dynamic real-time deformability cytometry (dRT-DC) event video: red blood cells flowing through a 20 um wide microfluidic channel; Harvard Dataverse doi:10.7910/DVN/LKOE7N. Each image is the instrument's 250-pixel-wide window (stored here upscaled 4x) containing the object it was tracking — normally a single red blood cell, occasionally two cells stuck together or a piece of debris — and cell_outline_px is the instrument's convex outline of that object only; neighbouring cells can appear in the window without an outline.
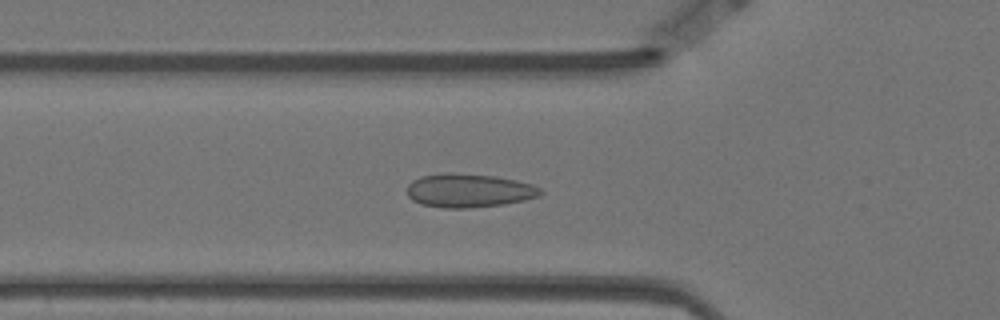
{"species": "Egyptian fruit bat (a non-hibernating species)", "species_latin": "Rousettus aegyptiacus", "temperature_condition": "warm", "stored_images_in_passage": 56, "camera_frame_rate_fps": 3000, "um_per_image_px": 0.085, "animal": {"sex": "female"}, "frame": {"image": 1, "passage_image": 17, "time_ms": 5.333, "image_size_px": [1000, 320], "cell_outline_px": [[544, 192], [540, 196], [524, 200], [504, 204], [472, 208], [440, 208], [420, 204], [412, 200], [408, 196], [408, 184], [412, 180], [420, 176], [448, 172], [452, 172], [496, 176], [516, 180], [532, 184], [540, 188]], "centroid_in_image_um": [39.85, 16.19], "position_along_channel_um": 85.9, "area_um2": 26.53}}
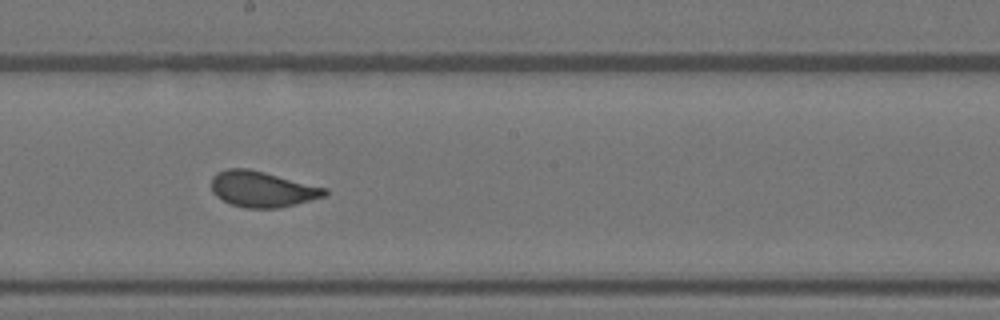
{"frame": {"image": 2, "passage_image": 29, "time_ms": 9.333, "image_size_px": [1000, 320], "cell_outline_px": [[328, 196], [280, 208], [244, 208], [232, 204], [216, 196], [212, 192], [212, 176], [216, 172], [228, 168], [248, 168], [328, 188]], "centroid_in_image_um": [22.32, 16.08], "position_along_channel_um": 225.9, "area_um2": 23.81}}
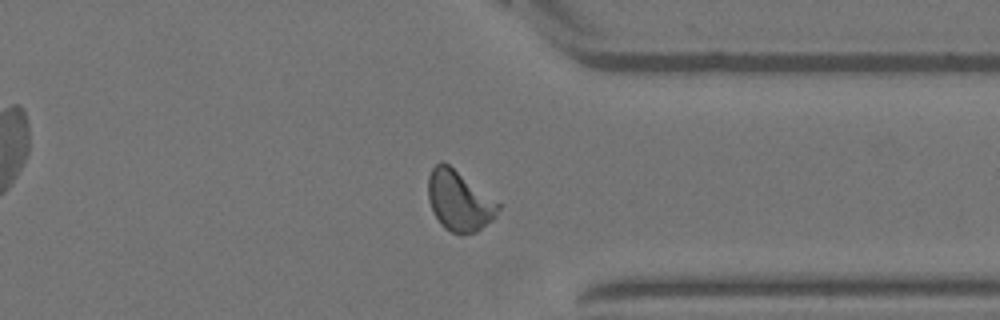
{"frame": {"image": 3, "passage_image": 42, "time_ms": 13.667, "image_size_px": [1000, 320], "cell_outline_px": [[500, 208], [496, 216], [492, 220], [476, 232], [452, 232], [444, 228], [440, 224], [432, 212], [428, 200], [428, 176], [432, 168], [440, 160], [448, 164], [500, 204]], "centroid_in_image_um": [38.99, 17.06], "position_along_channel_um": 372.4, "area_um2": 24.22}, "authors_computed_cell_mechanics": {"area_um2": 23.7847, "velocity_mm_per_s": 3.4807, "shape_relaxation_time_tau1_ms": 4.943, "shape_relaxation_time_tau2_ms": null, "deformation_change_tau1": 0.1188, "deformation_change_tau2": null}}